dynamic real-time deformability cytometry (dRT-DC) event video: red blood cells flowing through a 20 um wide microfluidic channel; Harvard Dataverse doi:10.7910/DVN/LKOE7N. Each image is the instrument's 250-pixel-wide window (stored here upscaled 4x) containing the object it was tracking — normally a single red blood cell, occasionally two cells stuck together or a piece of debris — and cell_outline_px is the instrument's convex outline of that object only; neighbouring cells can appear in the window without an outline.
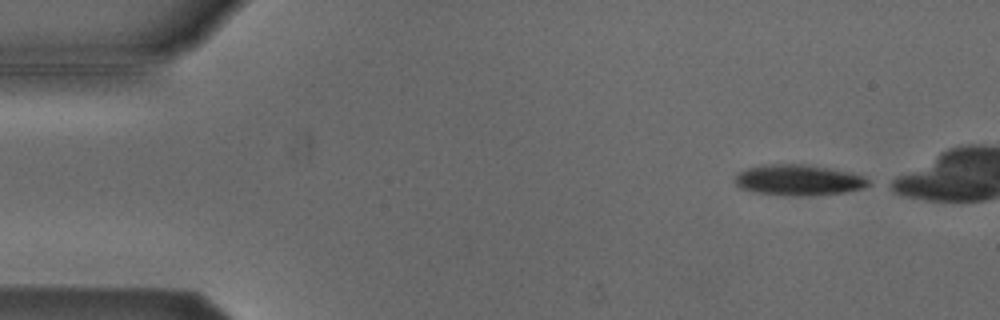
{"species": "Egyptian fruit bat (a non-hibernating species)", "species_latin": "Rousettus aegyptiacus", "temperature_condition": "cold", "stored_images_in_passage": 42, "camera_frame_rate_fps": 3000, "um_per_image_px": 0.085, "animal": {"sex": "male"}, "frame": {"image": 1, "passage_image": 1, "time_ms": 0.0, "image_size_px": [1000, 320], "cell_outline_px": [[872, 184], [864, 188], [844, 192], [800, 196], [788, 196], [752, 192], [740, 188], [732, 180], [736, 172], [744, 168], [760, 164], [804, 164], [852, 172], [864, 176]], "centroid_in_image_um": [67.8, 15.29], "position_along_channel_um": 17.2, "area_um2": 24.45}}
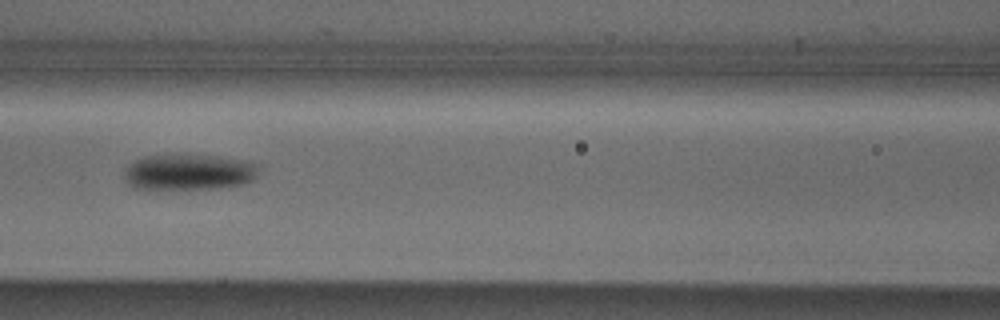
{"frame": {"image": 2, "passage_image": 19, "time_ms": 6.0, "image_size_px": [1000, 320], "cell_outline_px": [[260, 164], [256, 176], [252, 180], [240, 184], [220, 188], [152, 192], [148, 192], [136, 188], [128, 184], [124, 180], [124, 172], [128, 164], [140, 156], [168, 152], [188, 152], [248, 160]], "centroid_in_image_um": [15.95, 14.61], "position_along_channel_um": 150.6, "area_um2": 30.58}}
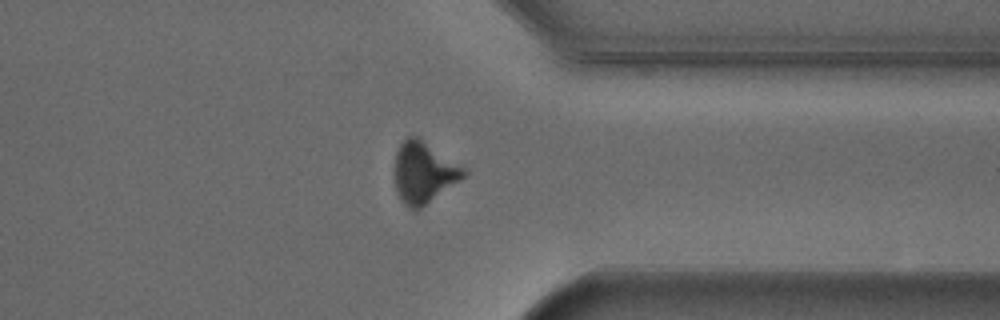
{"frame": {"image": 3, "passage_image": 37, "time_ms": 12.0, "image_size_px": [1000, 320], "cell_outline_px": [[468, 172], [460, 180], [416, 212], [408, 208], [404, 204], [396, 188], [392, 176], [392, 172], [396, 152], [400, 144], [408, 136], [416, 136], [464, 168]], "centroid_in_image_um": [35.95, 14.69], "position_along_channel_um": 375.4, "area_um2": 24.62}, "authors_computed_cell_mechanics": {"area_um2": 26.7036, "velocity_mm_per_s": 3.8429, "shape_relaxation_time_tau1_ms": 2.236, "shape_relaxation_time_tau2_ms": null, "deformation_change_tau1": 0.0944, "deformation_change_tau2": null}}